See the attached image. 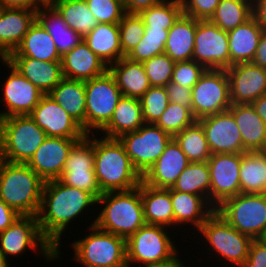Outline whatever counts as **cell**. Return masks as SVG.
<instances>
[{
	"mask_svg": "<svg viewBox=\"0 0 266 267\" xmlns=\"http://www.w3.org/2000/svg\"><path fill=\"white\" fill-rule=\"evenodd\" d=\"M57 0H32V10L53 8Z\"/></svg>",
	"mask_w": 266,
	"mask_h": 267,
	"instance_id": "94428289",
	"label": "cell"
},
{
	"mask_svg": "<svg viewBox=\"0 0 266 267\" xmlns=\"http://www.w3.org/2000/svg\"><path fill=\"white\" fill-rule=\"evenodd\" d=\"M8 57H31L38 61L49 62L61 61L62 56L59 54L53 38L35 20L19 47Z\"/></svg>",
	"mask_w": 266,
	"mask_h": 267,
	"instance_id": "4dcf8cb0",
	"label": "cell"
},
{
	"mask_svg": "<svg viewBox=\"0 0 266 267\" xmlns=\"http://www.w3.org/2000/svg\"><path fill=\"white\" fill-rule=\"evenodd\" d=\"M6 60L43 94H49L64 78L61 61H38L31 57H7Z\"/></svg>",
	"mask_w": 266,
	"mask_h": 267,
	"instance_id": "cb8c5ba5",
	"label": "cell"
},
{
	"mask_svg": "<svg viewBox=\"0 0 266 267\" xmlns=\"http://www.w3.org/2000/svg\"><path fill=\"white\" fill-rule=\"evenodd\" d=\"M141 104L138 98L124 97L118 101L109 123L100 131L108 138L137 131L143 124Z\"/></svg>",
	"mask_w": 266,
	"mask_h": 267,
	"instance_id": "e575fe53",
	"label": "cell"
},
{
	"mask_svg": "<svg viewBox=\"0 0 266 267\" xmlns=\"http://www.w3.org/2000/svg\"><path fill=\"white\" fill-rule=\"evenodd\" d=\"M205 70L200 63L194 60L175 62L171 82L192 88Z\"/></svg>",
	"mask_w": 266,
	"mask_h": 267,
	"instance_id": "681fc988",
	"label": "cell"
},
{
	"mask_svg": "<svg viewBox=\"0 0 266 267\" xmlns=\"http://www.w3.org/2000/svg\"><path fill=\"white\" fill-rule=\"evenodd\" d=\"M93 204H97V199L87 191L67 186L59 179L44 183L37 218L41 234L56 250L57 260L61 255L62 234L72 221L83 212L86 213Z\"/></svg>",
	"mask_w": 266,
	"mask_h": 267,
	"instance_id": "6da1fadb",
	"label": "cell"
},
{
	"mask_svg": "<svg viewBox=\"0 0 266 267\" xmlns=\"http://www.w3.org/2000/svg\"><path fill=\"white\" fill-rule=\"evenodd\" d=\"M172 138L157 125L144 123L137 131L125 133L118 139L133 167L143 176L161 156Z\"/></svg>",
	"mask_w": 266,
	"mask_h": 267,
	"instance_id": "7c38bea8",
	"label": "cell"
},
{
	"mask_svg": "<svg viewBox=\"0 0 266 267\" xmlns=\"http://www.w3.org/2000/svg\"><path fill=\"white\" fill-rule=\"evenodd\" d=\"M175 62L166 54L156 55L143 62L151 86L165 87L172 79Z\"/></svg>",
	"mask_w": 266,
	"mask_h": 267,
	"instance_id": "7dc6e473",
	"label": "cell"
},
{
	"mask_svg": "<svg viewBox=\"0 0 266 267\" xmlns=\"http://www.w3.org/2000/svg\"><path fill=\"white\" fill-rule=\"evenodd\" d=\"M252 18L266 30V0L252 1Z\"/></svg>",
	"mask_w": 266,
	"mask_h": 267,
	"instance_id": "9f6ffc18",
	"label": "cell"
},
{
	"mask_svg": "<svg viewBox=\"0 0 266 267\" xmlns=\"http://www.w3.org/2000/svg\"><path fill=\"white\" fill-rule=\"evenodd\" d=\"M83 40L107 67L124 58L118 24L99 23Z\"/></svg>",
	"mask_w": 266,
	"mask_h": 267,
	"instance_id": "d6a6232c",
	"label": "cell"
},
{
	"mask_svg": "<svg viewBox=\"0 0 266 267\" xmlns=\"http://www.w3.org/2000/svg\"><path fill=\"white\" fill-rule=\"evenodd\" d=\"M197 121L192 111L174 102H169L167 108L155 123L162 130L174 137L184 128L191 126Z\"/></svg>",
	"mask_w": 266,
	"mask_h": 267,
	"instance_id": "ee69618b",
	"label": "cell"
},
{
	"mask_svg": "<svg viewBox=\"0 0 266 267\" xmlns=\"http://www.w3.org/2000/svg\"><path fill=\"white\" fill-rule=\"evenodd\" d=\"M215 211L252 239H261L266 231V193H240L223 201Z\"/></svg>",
	"mask_w": 266,
	"mask_h": 267,
	"instance_id": "8992f818",
	"label": "cell"
},
{
	"mask_svg": "<svg viewBox=\"0 0 266 267\" xmlns=\"http://www.w3.org/2000/svg\"><path fill=\"white\" fill-rule=\"evenodd\" d=\"M36 20L53 38L61 56L83 40L78 33L66 25V22L54 7L38 9Z\"/></svg>",
	"mask_w": 266,
	"mask_h": 267,
	"instance_id": "d590c367",
	"label": "cell"
},
{
	"mask_svg": "<svg viewBox=\"0 0 266 267\" xmlns=\"http://www.w3.org/2000/svg\"><path fill=\"white\" fill-rule=\"evenodd\" d=\"M29 115L47 137L82 139L87 135L82 126L48 94L41 97Z\"/></svg>",
	"mask_w": 266,
	"mask_h": 267,
	"instance_id": "ac0fdd59",
	"label": "cell"
},
{
	"mask_svg": "<svg viewBox=\"0 0 266 267\" xmlns=\"http://www.w3.org/2000/svg\"><path fill=\"white\" fill-rule=\"evenodd\" d=\"M171 202L174 213V226L178 227L182 224L183 227L190 223L191 226H194V232L198 231L201 225L215 212V209L202 196L179 192L172 188Z\"/></svg>",
	"mask_w": 266,
	"mask_h": 267,
	"instance_id": "4316f807",
	"label": "cell"
},
{
	"mask_svg": "<svg viewBox=\"0 0 266 267\" xmlns=\"http://www.w3.org/2000/svg\"><path fill=\"white\" fill-rule=\"evenodd\" d=\"M234 116L243 142V153L266 150V124L252 104H234L228 109Z\"/></svg>",
	"mask_w": 266,
	"mask_h": 267,
	"instance_id": "484cf974",
	"label": "cell"
},
{
	"mask_svg": "<svg viewBox=\"0 0 266 267\" xmlns=\"http://www.w3.org/2000/svg\"><path fill=\"white\" fill-rule=\"evenodd\" d=\"M168 31L157 28H145L143 38L126 58L133 62L143 63L156 55L163 54Z\"/></svg>",
	"mask_w": 266,
	"mask_h": 267,
	"instance_id": "7bdbcfd3",
	"label": "cell"
},
{
	"mask_svg": "<svg viewBox=\"0 0 266 267\" xmlns=\"http://www.w3.org/2000/svg\"><path fill=\"white\" fill-rule=\"evenodd\" d=\"M231 104H251L266 94V69L252 62L240 63L226 69Z\"/></svg>",
	"mask_w": 266,
	"mask_h": 267,
	"instance_id": "ffe728a7",
	"label": "cell"
},
{
	"mask_svg": "<svg viewBox=\"0 0 266 267\" xmlns=\"http://www.w3.org/2000/svg\"><path fill=\"white\" fill-rule=\"evenodd\" d=\"M102 210L93 220L95 225L106 232L126 240L138 229L146 225L140 185L128 191L106 192L98 199Z\"/></svg>",
	"mask_w": 266,
	"mask_h": 267,
	"instance_id": "3957f363",
	"label": "cell"
},
{
	"mask_svg": "<svg viewBox=\"0 0 266 267\" xmlns=\"http://www.w3.org/2000/svg\"><path fill=\"white\" fill-rule=\"evenodd\" d=\"M81 139L47 137L27 165L45 182L61 177L72 146Z\"/></svg>",
	"mask_w": 266,
	"mask_h": 267,
	"instance_id": "44dd1931",
	"label": "cell"
},
{
	"mask_svg": "<svg viewBox=\"0 0 266 267\" xmlns=\"http://www.w3.org/2000/svg\"><path fill=\"white\" fill-rule=\"evenodd\" d=\"M241 193H266V150L242 153Z\"/></svg>",
	"mask_w": 266,
	"mask_h": 267,
	"instance_id": "8d00e7d4",
	"label": "cell"
},
{
	"mask_svg": "<svg viewBox=\"0 0 266 267\" xmlns=\"http://www.w3.org/2000/svg\"><path fill=\"white\" fill-rule=\"evenodd\" d=\"M197 19L182 14L168 31L166 53L174 62L192 60Z\"/></svg>",
	"mask_w": 266,
	"mask_h": 267,
	"instance_id": "f1b7e54d",
	"label": "cell"
},
{
	"mask_svg": "<svg viewBox=\"0 0 266 267\" xmlns=\"http://www.w3.org/2000/svg\"><path fill=\"white\" fill-rule=\"evenodd\" d=\"M162 0H122L127 14H140L142 11L159 4Z\"/></svg>",
	"mask_w": 266,
	"mask_h": 267,
	"instance_id": "db71d44e",
	"label": "cell"
},
{
	"mask_svg": "<svg viewBox=\"0 0 266 267\" xmlns=\"http://www.w3.org/2000/svg\"><path fill=\"white\" fill-rule=\"evenodd\" d=\"M28 248L38 249L47 262L56 260V250L41 234L38 218L33 215H20L8 228L0 232V251L9 260L10 256L21 255L26 249L28 251Z\"/></svg>",
	"mask_w": 266,
	"mask_h": 267,
	"instance_id": "8fae6325",
	"label": "cell"
},
{
	"mask_svg": "<svg viewBox=\"0 0 266 267\" xmlns=\"http://www.w3.org/2000/svg\"><path fill=\"white\" fill-rule=\"evenodd\" d=\"M180 259L181 258H179V256L177 255L175 258L167 262L159 263L155 265H148L145 267H185V265H183V262Z\"/></svg>",
	"mask_w": 266,
	"mask_h": 267,
	"instance_id": "6125c7cd",
	"label": "cell"
},
{
	"mask_svg": "<svg viewBox=\"0 0 266 267\" xmlns=\"http://www.w3.org/2000/svg\"><path fill=\"white\" fill-rule=\"evenodd\" d=\"M169 98V102L177 103L182 107H186L192 111V88L180 86L174 82H169L165 86Z\"/></svg>",
	"mask_w": 266,
	"mask_h": 267,
	"instance_id": "816d5d0a",
	"label": "cell"
},
{
	"mask_svg": "<svg viewBox=\"0 0 266 267\" xmlns=\"http://www.w3.org/2000/svg\"><path fill=\"white\" fill-rule=\"evenodd\" d=\"M190 162H206L212 155L202 125L196 121L174 137Z\"/></svg>",
	"mask_w": 266,
	"mask_h": 267,
	"instance_id": "60d3db41",
	"label": "cell"
},
{
	"mask_svg": "<svg viewBox=\"0 0 266 267\" xmlns=\"http://www.w3.org/2000/svg\"><path fill=\"white\" fill-rule=\"evenodd\" d=\"M36 10L0 7V59L14 52L36 20Z\"/></svg>",
	"mask_w": 266,
	"mask_h": 267,
	"instance_id": "603a6c76",
	"label": "cell"
},
{
	"mask_svg": "<svg viewBox=\"0 0 266 267\" xmlns=\"http://www.w3.org/2000/svg\"><path fill=\"white\" fill-rule=\"evenodd\" d=\"M7 162L27 164L47 138L30 115H14L0 119Z\"/></svg>",
	"mask_w": 266,
	"mask_h": 267,
	"instance_id": "ba28073f",
	"label": "cell"
},
{
	"mask_svg": "<svg viewBox=\"0 0 266 267\" xmlns=\"http://www.w3.org/2000/svg\"><path fill=\"white\" fill-rule=\"evenodd\" d=\"M140 193L146 224L174 226L171 188H155L141 181Z\"/></svg>",
	"mask_w": 266,
	"mask_h": 267,
	"instance_id": "83f0119b",
	"label": "cell"
},
{
	"mask_svg": "<svg viewBox=\"0 0 266 267\" xmlns=\"http://www.w3.org/2000/svg\"><path fill=\"white\" fill-rule=\"evenodd\" d=\"M54 8L62 16L66 25L82 38L99 24L85 0H57Z\"/></svg>",
	"mask_w": 266,
	"mask_h": 267,
	"instance_id": "74e56055",
	"label": "cell"
},
{
	"mask_svg": "<svg viewBox=\"0 0 266 267\" xmlns=\"http://www.w3.org/2000/svg\"><path fill=\"white\" fill-rule=\"evenodd\" d=\"M139 100L146 124H155L169 104L165 87L151 86Z\"/></svg>",
	"mask_w": 266,
	"mask_h": 267,
	"instance_id": "f6af8a7d",
	"label": "cell"
},
{
	"mask_svg": "<svg viewBox=\"0 0 266 267\" xmlns=\"http://www.w3.org/2000/svg\"><path fill=\"white\" fill-rule=\"evenodd\" d=\"M172 189L202 196L210 204V170L207 161L190 162Z\"/></svg>",
	"mask_w": 266,
	"mask_h": 267,
	"instance_id": "f35d334b",
	"label": "cell"
},
{
	"mask_svg": "<svg viewBox=\"0 0 266 267\" xmlns=\"http://www.w3.org/2000/svg\"><path fill=\"white\" fill-rule=\"evenodd\" d=\"M124 97L140 99L151 87L143 63L121 58L108 67Z\"/></svg>",
	"mask_w": 266,
	"mask_h": 267,
	"instance_id": "1f68e13d",
	"label": "cell"
},
{
	"mask_svg": "<svg viewBox=\"0 0 266 267\" xmlns=\"http://www.w3.org/2000/svg\"><path fill=\"white\" fill-rule=\"evenodd\" d=\"M87 227L92 232L71 244L75 262L85 267H128L125 238L103 231L93 222Z\"/></svg>",
	"mask_w": 266,
	"mask_h": 267,
	"instance_id": "5b68a950",
	"label": "cell"
},
{
	"mask_svg": "<svg viewBox=\"0 0 266 267\" xmlns=\"http://www.w3.org/2000/svg\"><path fill=\"white\" fill-rule=\"evenodd\" d=\"M203 127L212 154L243 153V142L233 114L223 111L197 120Z\"/></svg>",
	"mask_w": 266,
	"mask_h": 267,
	"instance_id": "d6986e66",
	"label": "cell"
},
{
	"mask_svg": "<svg viewBox=\"0 0 266 267\" xmlns=\"http://www.w3.org/2000/svg\"><path fill=\"white\" fill-rule=\"evenodd\" d=\"M184 14L197 20H209L220 0H180Z\"/></svg>",
	"mask_w": 266,
	"mask_h": 267,
	"instance_id": "f907efd6",
	"label": "cell"
},
{
	"mask_svg": "<svg viewBox=\"0 0 266 267\" xmlns=\"http://www.w3.org/2000/svg\"><path fill=\"white\" fill-rule=\"evenodd\" d=\"M19 216L0 198V232L8 228Z\"/></svg>",
	"mask_w": 266,
	"mask_h": 267,
	"instance_id": "11a10c76",
	"label": "cell"
},
{
	"mask_svg": "<svg viewBox=\"0 0 266 267\" xmlns=\"http://www.w3.org/2000/svg\"><path fill=\"white\" fill-rule=\"evenodd\" d=\"M180 0H162L159 4L142 11L145 28L169 30L183 14Z\"/></svg>",
	"mask_w": 266,
	"mask_h": 267,
	"instance_id": "b9f144b4",
	"label": "cell"
},
{
	"mask_svg": "<svg viewBox=\"0 0 266 267\" xmlns=\"http://www.w3.org/2000/svg\"><path fill=\"white\" fill-rule=\"evenodd\" d=\"M226 69H206L192 87V113L198 120L226 111L231 106Z\"/></svg>",
	"mask_w": 266,
	"mask_h": 267,
	"instance_id": "4fadbf2b",
	"label": "cell"
},
{
	"mask_svg": "<svg viewBox=\"0 0 266 267\" xmlns=\"http://www.w3.org/2000/svg\"><path fill=\"white\" fill-rule=\"evenodd\" d=\"M197 232L204 238L202 241L208 243L209 250L217 257H222V260L228 261L229 266L245 265L253 239L232 227L216 211Z\"/></svg>",
	"mask_w": 266,
	"mask_h": 267,
	"instance_id": "52a82bcc",
	"label": "cell"
},
{
	"mask_svg": "<svg viewBox=\"0 0 266 267\" xmlns=\"http://www.w3.org/2000/svg\"><path fill=\"white\" fill-rule=\"evenodd\" d=\"M167 228L146 224L131 235L126 240L128 267L133 263L143 264V267L164 263L179 255Z\"/></svg>",
	"mask_w": 266,
	"mask_h": 267,
	"instance_id": "9c48e42d",
	"label": "cell"
},
{
	"mask_svg": "<svg viewBox=\"0 0 266 267\" xmlns=\"http://www.w3.org/2000/svg\"><path fill=\"white\" fill-rule=\"evenodd\" d=\"M251 18V0H220L209 21L228 32Z\"/></svg>",
	"mask_w": 266,
	"mask_h": 267,
	"instance_id": "ab89813d",
	"label": "cell"
},
{
	"mask_svg": "<svg viewBox=\"0 0 266 267\" xmlns=\"http://www.w3.org/2000/svg\"><path fill=\"white\" fill-rule=\"evenodd\" d=\"M86 94V134L100 132L110 121L122 98L114 76L107 70L104 74L84 81ZM93 130V131H92ZM98 130V131H97Z\"/></svg>",
	"mask_w": 266,
	"mask_h": 267,
	"instance_id": "30bf717a",
	"label": "cell"
},
{
	"mask_svg": "<svg viewBox=\"0 0 266 267\" xmlns=\"http://www.w3.org/2000/svg\"><path fill=\"white\" fill-rule=\"evenodd\" d=\"M189 164V159L172 138L161 156L142 176V181L155 188H172Z\"/></svg>",
	"mask_w": 266,
	"mask_h": 267,
	"instance_id": "7402d4cb",
	"label": "cell"
},
{
	"mask_svg": "<svg viewBox=\"0 0 266 267\" xmlns=\"http://www.w3.org/2000/svg\"><path fill=\"white\" fill-rule=\"evenodd\" d=\"M61 65L64 78L70 80H90L108 70L84 40L61 57Z\"/></svg>",
	"mask_w": 266,
	"mask_h": 267,
	"instance_id": "d4e9b609",
	"label": "cell"
},
{
	"mask_svg": "<svg viewBox=\"0 0 266 267\" xmlns=\"http://www.w3.org/2000/svg\"><path fill=\"white\" fill-rule=\"evenodd\" d=\"M8 67V77L3 86L2 95L7 111H0V119L14 115H29L39 104L41 97L44 95L35 85L19 73L6 59H1ZM10 69V70H9Z\"/></svg>",
	"mask_w": 266,
	"mask_h": 267,
	"instance_id": "e0dca14e",
	"label": "cell"
},
{
	"mask_svg": "<svg viewBox=\"0 0 266 267\" xmlns=\"http://www.w3.org/2000/svg\"><path fill=\"white\" fill-rule=\"evenodd\" d=\"M263 29L251 18L246 23L228 31L230 67L250 63L254 59Z\"/></svg>",
	"mask_w": 266,
	"mask_h": 267,
	"instance_id": "f546056e",
	"label": "cell"
},
{
	"mask_svg": "<svg viewBox=\"0 0 266 267\" xmlns=\"http://www.w3.org/2000/svg\"><path fill=\"white\" fill-rule=\"evenodd\" d=\"M6 157H5V149H4V143L3 138L0 132V170L3 168L4 164L6 163Z\"/></svg>",
	"mask_w": 266,
	"mask_h": 267,
	"instance_id": "be15d7a7",
	"label": "cell"
},
{
	"mask_svg": "<svg viewBox=\"0 0 266 267\" xmlns=\"http://www.w3.org/2000/svg\"><path fill=\"white\" fill-rule=\"evenodd\" d=\"M59 180L91 193L96 199L103 194L94 170V135L90 133L72 146Z\"/></svg>",
	"mask_w": 266,
	"mask_h": 267,
	"instance_id": "5bb4252c",
	"label": "cell"
},
{
	"mask_svg": "<svg viewBox=\"0 0 266 267\" xmlns=\"http://www.w3.org/2000/svg\"><path fill=\"white\" fill-rule=\"evenodd\" d=\"M10 261L4 256V254L0 251V267H10Z\"/></svg>",
	"mask_w": 266,
	"mask_h": 267,
	"instance_id": "e7e4bbea",
	"label": "cell"
},
{
	"mask_svg": "<svg viewBox=\"0 0 266 267\" xmlns=\"http://www.w3.org/2000/svg\"><path fill=\"white\" fill-rule=\"evenodd\" d=\"M44 183L27 164L6 162L0 170V198L19 215L37 217Z\"/></svg>",
	"mask_w": 266,
	"mask_h": 267,
	"instance_id": "277c9868",
	"label": "cell"
},
{
	"mask_svg": "<svg viewBox=\"0 0 266 267\" xmlns=\"http://www.w3.org/2000/svg\"><path fill=\"white\" fill-rule=\"evenodd\" d=\"M98 23L119 24L126 14L122 0H85Z\"/></svg>",
	"mask_w": 266,
	"mask_h": 267,
	"instance_id": "c3c4849f",
	"label": "cell"
},
{
	"mask_svg": "<svg viewBox=\"0 0 266 267\" xmlns=\"http://www.w3.org/2000/svg\"><path fill=\"white\" fill-rule=\"evenodd\" d=\"M252 63L266 69V30L262 32Z\"/></svg>",
	"mask_w": 266,
	"mask_h": 267,
	"instance_id": "6f0895ef",
	"label": "cell"
},
{
	"mask_svg": "<svg viewBox=\"0 0 266 267\" xmlns=\"http://www.w3.org/2000/svg\"><path fill=\"white\" fill-rule=\"evenodd\" d=\"M1 7L28 8L32 10V0H0Z\"/></svg>",
	"mask_w": 266,
	"mask_h": 267,
	"instance_id": "680465c9",
	"label": "cell"
},
{
	"mask_svg": "<svg viewBox=\"0 0 266 267\" xmlns=\"http://www.w3.org/2000/svg\"><path fill=\"white\" fill-rule=\"evenodd\" d=\"M192 60L205 69L230 67L229 40L227 31L209 20H197L195 46Z\"/></svg>",
	"mask_w": 266,
	"mask_h": 267,
	"instance_id": "9a60e30c",
	"label": "cell"
},
{
	"mask_svg": "<svg viewBox=\"0 0 266 267\" xmlns=\"http://www.w3.org/2000/svg\"><path fill=\"white\" fill-rule=\"evenodd\" d=\"M242 153L212 154L207 160L210 170V205L215 209L223 201L241 193L240 165Z\"/></svg>",
	"mask_w": 266,
	"mask_h": 267,
	"instance_id": "2e32d148",
	"label": "cell"
},
{
	"mask_svg": "<svg viewBox=\"0 0 266 267\" xmlns=\"http://www.w3.org/2000/svg\"><path fill=\"white\" fill-rule=\"evenodd\" d=\"M118 25L122 55L126 57L143 38L145 24L139 14L126 13Z\"/></svg>",
	"mask_w": 266,
	"mask_h": 267,
	"instance_id": "bcb514c9",
	"label": "cell"
},
{
	"mask_svg": "<svg viewBox=\"0 0 266 267\" xmlns=\"http://www.w3.org/2000/svg\"><path fill=\"white\" fill-rule=\"evenodd\" d=\"M251 104L254 107L257 114L262 118V120L266 124V94L260 96Z\"/></svg>",
	"mask_w": 266,
	"mask_h": 267,
	"instance_id": "91938a15",
	"label": "cell"
},
{
	"mask_svg": "<svg viewBox=\"0 0 266 267\" xmlns=\"http://www.w3.org/2000/svg\"><path fill=\"white\" fill-rule=\"evenodd\" d=\"M261 240H263L266 243V231H265L264 235L262 236Z\"/></svg>",
	"mask_w": 266,
	"mask_h": 267,
	"instance_id": "03108f58",
	"label": "cell"
},
{
	"mask_svg": "<svg viewBox=\"0 0 266 267\" xmlns=\"http://www.w3.org/2000/svg\"><path fill=\"white\" fill-rule=\"evenodd\" d=\"M94 134V170L102 193L137 188L142 176L133 167L118 138H100Z\"/></svg>",
	"mask_w": 266,
	"mask_h": 267,
	"instance_id": "7a4b0ae2",
	"label": "cell"
},
{
	"mask_svg": "<svg viewBox=\"0 0 266 267\" xmlns=\"http://www.w3.org/2000/svg\"><path fill=\"white\" fill-rule=\"evenodd\" d=\"M48 95L72 116L86 133V94L84 81L63 78Z\"/></svg>",
	"mask_w": 266,
	"mask_h": 267,
	"instance_id": "836d02e7",
	"label": "cell"
},
{
	"mask_svg": "<svg viewBox=\"0 0 266 267\" xmlns=\"http://www.w3.org/2000/svg\"><path fill=\"white\" fill-rule=\"evenodd\" d=\"M243 267H266V243L263 240H252L249 254Z\"/></svg>",
	"mask_w": 266,
	"mask_h": 267,
	"instance_id": "f5cc1de1",
	"label": "cell"
}]
</instances>
